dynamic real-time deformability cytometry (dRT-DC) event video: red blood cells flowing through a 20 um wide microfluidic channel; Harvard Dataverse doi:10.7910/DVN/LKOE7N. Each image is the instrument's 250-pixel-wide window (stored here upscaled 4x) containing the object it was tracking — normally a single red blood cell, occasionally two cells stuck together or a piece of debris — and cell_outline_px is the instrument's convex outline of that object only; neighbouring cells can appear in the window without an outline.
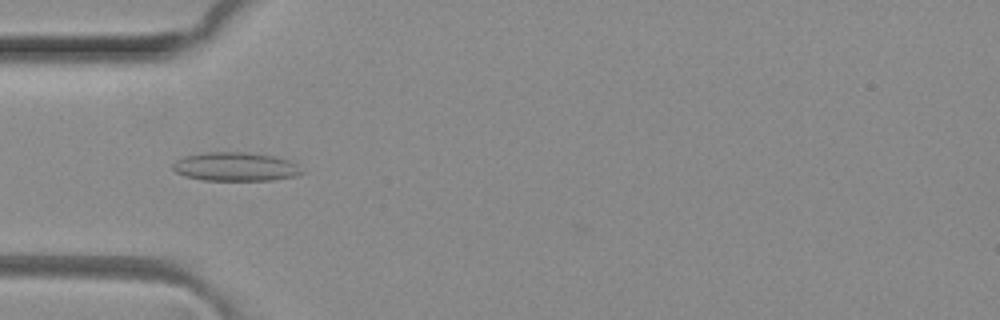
{"species": "common noctule bat (a hibernating species)", "species_latin": "Nyctalus noctula", "temperature_condition": "room temperature", "stored_images_in_passage": 7, "camera_frame_rate_fps": 3000, "um_per_image_px": 0.085, "animal": {"sex": "female", "body_mass_g": 29.2, "forearm_length_mm": 56.3}, "frame": {"image": 1, "passage_image": 6, "time_ms": 1.667, "image_size_px": [1000, 320], "cell_outline_px": [[304, 172], [296, 176], [272, 180], [204, 180], [184, 176], [176, 172], [172, 168], [172, 164], [176, 160], [184, 156], [208, 152], [244, 152], [272, 156], [288, 160], [296, 164]], "centroid_in_image_um": [19.99, 14.17], "position_along_channel_um": 65.0, "area_um2": 21.5}}
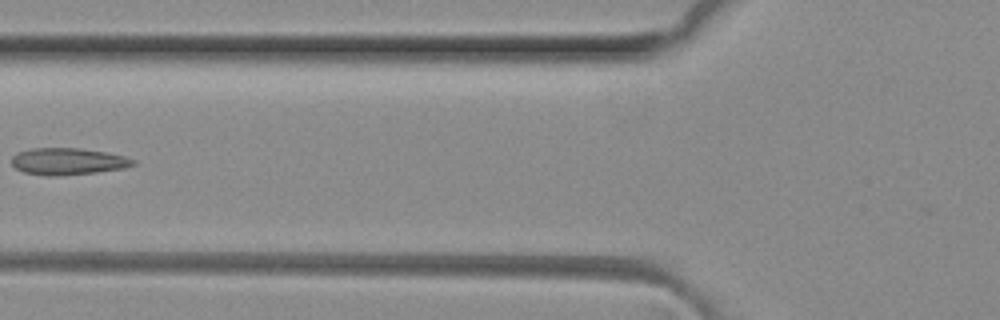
{"frame": {"image": 2, "passage_image": 7, "time_ms": 2.0, "image_size_px": [1000, 320], "cell_outline_px": [[136, 164], [124, 168], [96, 172], [24, 172], [16, 168], [12, 164], [12, 156], [16, 152], [32, 148], [80, 148], [104, 152], [124, 156], [136, 160]], "centroid_in_image_um": [5.82, 13.65], "position_along_channel_um": 120.0, "area_um2": 17.8}}